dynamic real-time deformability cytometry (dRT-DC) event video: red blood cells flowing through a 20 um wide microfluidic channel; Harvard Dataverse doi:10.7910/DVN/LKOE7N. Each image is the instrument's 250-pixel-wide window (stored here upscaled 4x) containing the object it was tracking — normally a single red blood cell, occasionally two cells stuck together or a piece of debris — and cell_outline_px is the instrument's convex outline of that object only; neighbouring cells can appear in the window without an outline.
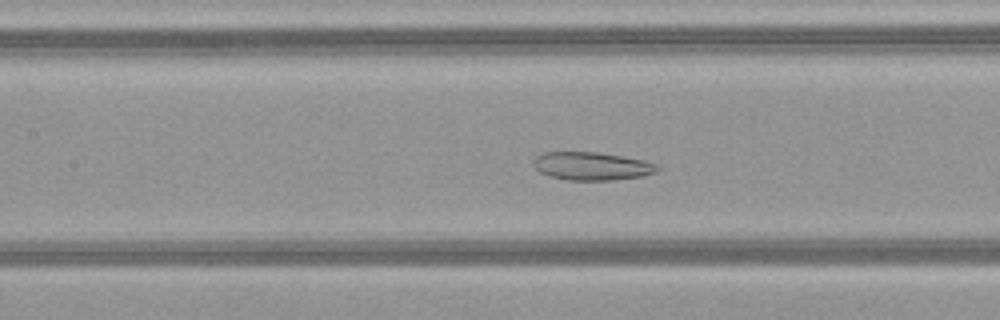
{"species": "common noctule bat (a hibernating species)", "species_latin": "Nyctalus noctula", "temperature_condition": "warm", "stored_images_in_passage": 41, "camera_frame_rate_fps": 3000, "um_per_image_px": 0.085, "animal": {"sex": "female", "body_mass_g": 21.9}, "frame": {"image": 1, "passage_image": 14, "time_ms": 4.333, "image_size_px": [1000, 320], "cell_outline_px": [[660, 168], [656, 172], [644, 176], [612, 180], [568, 180], [548, 176], [540, 172], [532, 164], [532, 160], [536, 156], [544, 152], [596, 152], [644, 160], [656, 164]], "centroid_in_image_um": [50.28, 14.12], "position_along_channel_um": 157.1, "area_um2": 20.35}}
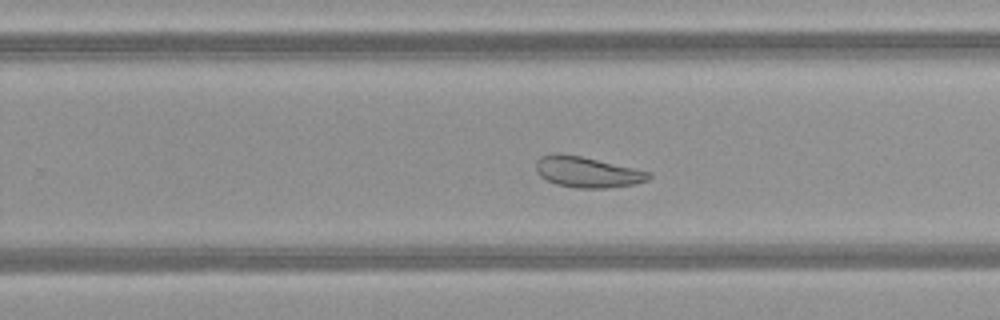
{"frame": {"image": 2, "passage_image": 23, "time_ms": 7.333, "image_size_px": [1000, 320], "cell_outline_px": [[652, 176], [648, 180], [636, 184], [608, 188], [576, 188], [556, 184], [540, 176], [536, 172], [536, 160], [540, 156], [580, 156], [652, 172]], "centroid_in_image_um": [49.98, 14.67], "position_along_channel_um": 279.8, "area_um2": 19.77}}
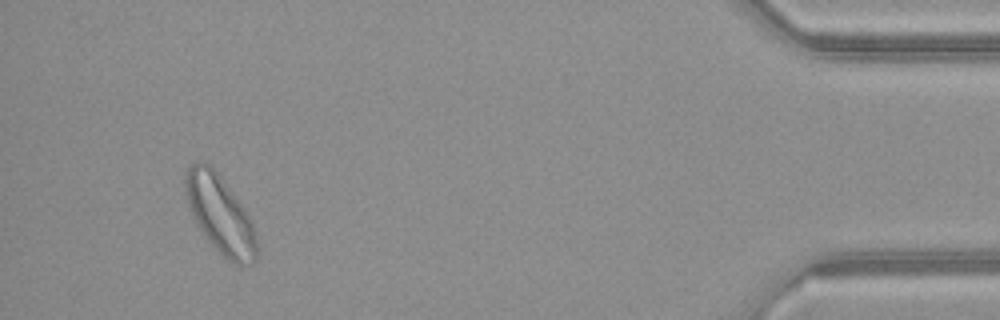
{"frame": {"image": 3, "passage_image": 38, "time_ms": 12.333, "image_size_px": [1000, 320], "cell_outline_px": [[256, 260], [240, 268], [232, 264], [208, 240], [192, 216], [188, 208], [184, 184], [184, 180], [188, 168], [192, 164], [200, 160], [204, 160], [212, 164], [244, 208], [252, 220], [256, 232]], "centroid_in_image_um": [18.71, 18.2], "position_along_channel_um": 416.5, "area_um2": 32.66}, "authors_computed_cell_mechanics": {"area_um2": 25.3742, "velocity_mm_per_s": 4.113, "shape_relaxation_time_tau1_ms": null, "shape_relaxation_time_tau2_ms": 2.3579, "deformation_change_tau1": null, "deformation_change_tau2": 0.0961}}